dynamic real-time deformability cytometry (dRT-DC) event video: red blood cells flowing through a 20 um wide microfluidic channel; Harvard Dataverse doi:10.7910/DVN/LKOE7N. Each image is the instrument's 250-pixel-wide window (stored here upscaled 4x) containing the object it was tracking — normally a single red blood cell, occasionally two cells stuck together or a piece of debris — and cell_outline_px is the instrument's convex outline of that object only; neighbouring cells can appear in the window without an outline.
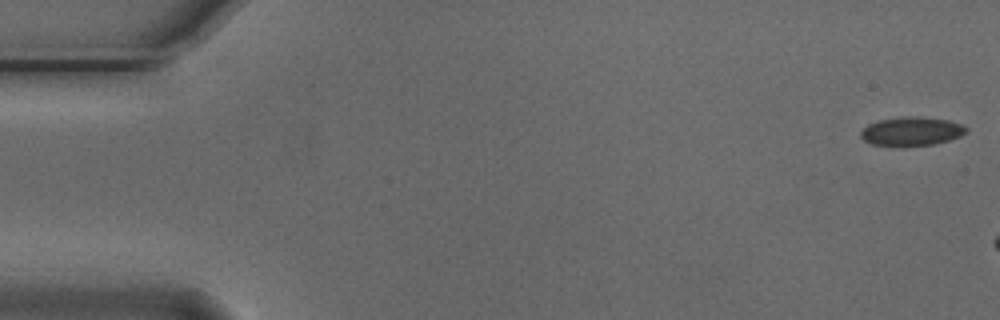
{"species": "Egyptian fruit bat (a non-hibernating species)", "species_latin": "Rousettus aegyptiacus", "temperature_condition": "cold", "stored_images_in_passage": 7, "camera_frame_rate_fps": 3000, "um_per_image_px": 0.085, "animal": {"sex": "male"}, "frame": {"image": 1, "passage_image": 1, "time_ms": 0.0, "image_size_px": [1000, 320], "cell_outline_px": [[968, 132], [960, 136], [948, 140], [932, 144], [900, 148], [872, 144], [864, 140], [860, 136], [860, 132], [868, 124], [880, 120], [904, 116], [920, 116], [948, 120], [960, 124], [968, 128]], "centroid_in_image_um": [77.46, 11.18], "position_along_channel_um": 7.5, "area_um2": 18.03}}